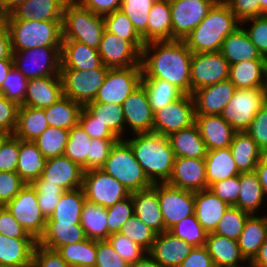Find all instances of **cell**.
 Instances as JSON below:
<instances>
[{"mask_svg":"<svg viewBox=\"0 0 267 267\" xmlns=\"http://www.w3.org/2000/svg\"><path fill=\"white\" fill-rule=\"evenodd\" d=\"M122 109L125 124L130 126L133 134L153 132L154 113L142 84L123 102Z\"/></svg>","mask_w":267,"mask_h":267,"instance_id":"d6986e66","label":"cell"},{"mask_svg":"<svg viewBox=\"0 0 267 267\" xmlns=\"http://www.w3.org/2000/svg\"><path fill=\"white\" fill-rule=\"evenodd\" d=\"M37 243L34 238H9L0 233V266L31 267Z\"/></svg>","mask_w":267,"mask_h":267,"instance_id":"f1b7e54d","label":"cell"},{"mask_svg":"<svg viewBox=\"0 0 267 267\" xmlns=\"http://www.w3.org/2000/svg\"><path fill=\"white\" fill-rule=\"evenodd\" d=\"M194 214L207 233L214 232L229 205L209 188L194 192Z\"/></svg>","mask_w":267,"mask_h":267,"instance_id":"f546056e","label":"cell"},{"mask_svg":"<svg viewBox=\"0 0 267 267\" xmlns=\"http://www.w3.org/2000/svg\"><path fill=\"white\" fill-rule=\"evenodd\" d=\"M6 207L36 241L43 236L47 219L40 210L36 190L31 184H26Z\"/></svg>","mask_w":267,"mask_h":267,"instance_id":"7c38bea8","label":"cell"},{"mask_svg":"<svg viewBox=\"0 0 267 267\" xmlns=\"http://www.w3.org/2000/svg\"><path fill=\"white\" fill-rule=\"evenodd\" d=\"M107 210L103 206L85 201L81 213V226L91 240H107L110 233L107 226Z\"/></svg>","mask_w":267,"mask_h":267,"instance_id":"b9f144b4","label":"cell"},{"mask_svg":"<svg viewBox=\"0 0 267 267\" xmlns=\"http://www.w3.org/2000/svg\"><path fill=\"white\" fill-rule=\"evenodd\" d=\"M19 107L15 102L4 98L2 95L0 96V130L10 135L14 133Z\"/></svg>","mask_w":267,"mask_h":267,"instance_id":"8c879c8a","label":"cell"},{"mask_svg":"<svg viewBox=\"0 0 267 267\" xmlns=\"http://www.w3.org/2000/svg\"><path fill=\"white\" fill-rule=\"evenodd\" d=\"M84 169L66 156L47 159L41 177L65 191L82 187Z\"/></svg>","mask_w":267,"mask_h":267,"instance_id":"7402d4cb","label":"cell"},{"mask_svg":"<svg viewBox=\"0 0 267 267\" xmlns=\"http://www.w3.org/2000/svg\"><path fill=\"white\" fill-rule=\"evenodd\" d=\"M69 138V130L49 126L33 142L46 159L63 156Z\"/></svg>","mask_w":267,"mask_h":267,"instance_id":"f907efd6","label":"cell"},{"mask_svg":"<svg viewBox=\"0 0 267 267\" xmlns=\"http://www.w3.org/2000/svg\"><path fill=\"white\" fill-rule=\"evenodd\" d=\"M209 189L229 206H235L240 190V174L215 182L209 187Z\"/></svg>","mask_w":267,"mask_h":267,"instance_id":"03108f58","label":"cell"},{"mask_svg":"<svg viewBox=\"0 0 267 267\" xmlns=\"http://www.w3.org/2000/svg\"><path fill=\"white\" fill-rule=\"evenodd\" d=\"M63 95L61 76H45L28 79L26 95L21 106L47 108L57 102Z\"/></svg>","mask_w":267,"mask_h":267,"instance_id":"603a6c76","label":"cell"},{"mask_svg":"<svg viewBox=\"0 0 267 267\" xmlns=\"http://www.w3.org/2000/svg\"><path fill=\"white\" fill-rule=\"evenodd\" d=\"M179 267H215L205 246L193 247Z\"/></svg>","mask_w":267,"mask_h":267,"instance_id":"11e5206c","label":"cell"},{"mask_svg":"<svg viewBox=\"0 0 267 267\" xmlns=\"http://www.w3.org/2000/svg\"><path fill=\"white\" fill-rule=\"evenodd\" d=\"M36 190L38 205L45 218H49L55 211L61 195L65 190L59 185L48 183L41 176L31 183Z\"/></svg>","mask_w":267,"mask_h":267,"instance_id":"f5cc1de1","label":"cell"},{"mask_svg":"<svg viewBox=\"0 0 267 267\" xmlns=\"http://www.w3.org/2000/svg\"><path fill=\"white\" fill-rule=\"evenodd\" d=\"M57 252L70 267H95L97 241H84L61 246Z\"/></svg>","mask_w":267,"mask_h":267,"instance_id":"bcb514c9","label":"cell"},{"mask_svg":"<svg viewBox=\"0 0 267 267\" xmlns=\"http://www.w3.org/2000/svg\"><path fill=\"white\" fill-rule=\"evenodd\" d=\"M107 241L120 257L129 264L135 263L147 253L144 248L119 232L110 234Z\"/></svg>","mask_w":267,"mask_h":267,"instance_id":"680465c9","label":"cell"},{"mask_svg":"<svg viewBox=\"0 0 267 267\" xmlns=\"http://www.w3.org/2000/svg\"><path fill=\"white\" fill-rule=\"evenodd\" d=\"M131 195L134 215L157 234L165 232V224L158 199V183L147 189L132 192Z\"/></svg>","mask_w":267,"mask_h":267,"instance_id":"cb8c5ba5","label":"cell"},{"mask_svg":"<svg viewBox=\"0 0 267 267\" xmlns=\"http://www.w3.org/2000/svg\"><path fill=\"white\" fill-rule=\"evenodd\" d=\"M31 267H70L56 250L45 248L38 243L33 252Z\"/></svg>","mask_w":267,"mask_h":267,"instance_id":"89a4df30","label":"cell"},{"mask_svg":"<svg viewBox=\"0 0 267 267\" xmlns=\"http://www.w3.org/2000/svg\"><path fill=\"white\" fill-rule=\"evenodd\" d=\"M249 215V213L242 211L238 207L229 206L213 233L237 241Z\"/></svg>","mask_w":267,"mask_h":267,"instance_id":"11a10c76","label":"cell"},{"mask_svg":"<svg viewBox=\"0 0 267 267\" xmlns=\"http://www.w3.org/2000/svg\"><path fill=\"white\" fill-rule=\"evenodd\" d=\"M11 42L12 51L62 46V20H21L4 19Z\"/></svg>","mask_w":267,"mask_h":267,"instance_id":"277c9868","label":"cell"},{"mask_svg":"<svg viewBox=\"0 0 267 267\" xmlns=\"http://www.w3.org/2000/svg\"><path fill=\"white\" fill-rule=\"evenodd\" d=\"M83 7L91 12L106 16L120 10L122 0H77Z\"/></svg>","mask_w":267,"mask_h":267,"instance_id":"2a66077c","label":"cell"},{"mask_svg":"<svg viewBox=\"0 0 267 267\" xmlns=\"http://www.w3.org/2000/svg\"><path fill=\"white\" fill-rule=\"evenodd\" d=\"M204 159L208 188L215 182L241 173L229 147L207 151Z\"/></svg>","mask_w":267,"mask_h":267,"instance_id":"d590c367","label":"cell"},{"mask_svg":"<svg viewBox=\"0 0 267 267\" xmlns=\"http://www.w3.org/2000/svg\"><path fill=\"white\" fill-rule=\"evenodd\" d=\"M254 171L258 176L264 194L267 196V165H257Z\"/></svg>","mask_w":267,"mask_h":267,"instance_id":"deb4b68c","label":"cell"},{"mask_svg":"<svg viewBox=\"0 0 267 267\" xmlns=\"http://www.w3.org/2000/svg\"><path fill=\"white\" fill-rule=\"evenodd\" d=\"M254 267H267V240L259 248L257 255L252 260Z\"/></svg>","mask_w":267,"mask_h":267,"instance_id":"979ff035","label":"cell"},{"mask_svg":"<svg viewBox=\"0 0 267 267\" xmlns=\"http://www.w3.org/2000/svg\"><path fill=\"white\" fill-rule=\"evenodd\" d=\"M247 22L252 23V25H248L250 28H244V30L261 55L267 58V14L246 19L240 25L244 26Z\"/></svg>","mask_w":267,"mask_h":267,"instance_id":"94428289","label":"cell"},{"mask_svg":"<svg viewBox=\"0 0 267 267\" xmlns=\"http://www.w3.org/2000/svg\"><path fill=\"white\" fill-rule=\"evenodd\" d=\"M12 57L14 67L27 79L60 75L61 46L12 51ZM28 62L33 65L29 66Z\"/></svg>","mask_w":267,"mask_h":267,"instance_id":"ba28073f","label":"cell"},{"mask_svg":"<svg viewBox=\"0 0 267 267\" xmlns=\"http://www.w3.org/2000/svg\"><path fill=\"white\" fill-rule=\"evenodd\" d=\"M82 189L87 201L108 208L131 195L129 190L102 169L84 172Z\"/></svg>","mask_w":267,"mask_h":267,"instance_id":"30bf717a","label":"cell"},{"mask_svg":"<svg viewBox=\"0 0 267 267\" xmlns=\"http://www.w3.org/2000/svg\"><path fill=\"white\" fill-rule=\"evenodd\" d=\"M14 66L13 59L0 60V87L7 77V74Z\"/></svg>","mask_w":267,"mask_h":267,"instance_id":"b62a3aed","label":"cell"},{"mask_svg":"<svg viewBox=\"0 0 267 267\" xmlns=\"http://www.w3.org/2000/svg\"><path fill=\"white\" fill-rule=\"evenodd\" d=\"M267 60L244 61L230 65L229 80L236 89L265 88Z\"/></svg>","mask_w":267,"mask_h":267,"instance_id":"4dcf8cb0","label":"cell"},{"mask_svg":"<svg viewBox=\"0 0 267 267\" xmlns=\"http://www.w3.org/2000/svg\"><path fill=\"white\" fill-rule=\"evenodd\" d=\"M79 124L92 139H118L105 125L96 121L84 107L79 115Z\"/></svg>","mask_w":267,"mask_h":267,"instance_id":"a7ac6f4b","label":"cell"},{"mask_svg":"<svg viewBox=\"0 0 267 267\" xmlns=\"http://www.w3.org/2000/svg\"><path fill=\"white\" fill-rule=\"evenodd\" d=\"M192 55L183 40L147 42L141 52L142 79H161L191 94Z\"/></svg>","mask_w":267,"mask_h":267,"instance_id":"6da1fadb","label":"cell"},{"mask_svg":"<svg viewBox=\"0 0 267 267\" xmlns=\"http://www.w3.org/2000/svg\"><path fill=\"white\" fill-rule=\"evenodd\" d=\"M195 123V103L191 94L154 112L153 132L163 136L189 128Z\"/></svg>","mask_w":267,"mask_h":267,"instance_id":"4fadbf2b","label":"cell"},{"mask_svg":"<svg viewBox=\"0 0 267 267\" xmlns=\"http://www.w3.org/2000/svg\"><path fill=\"white\" fill-rule=\"evenodd\" d=\"M194 124L208 151L230 147L236 133L220 115L195 116Z\"/></svg>","mask_w":267,"mask_h":267,"instance_id":"d4e9b609","label":"cell"},{"mask_svg":"<svg viewBox=\"0 0 267 267\" xmlns=\"http://www.w3.org/2000/svg\"><path fill=\"white\" fill-rule=\"evenodd\" d=\"M141 84L147 91L153 113L184 95L180 89L161 79H142Z\"/></svg>","mask_w":267,"mask_h":267,"instance_id":"7dc6e473","label":"cell"},{"mask_svg":"<svg viewBox=\"0 0 267 267\" xmlns=\"http://www.w3.org/2000/svg\"><path fill=\"white\" fill-rule=\"evenodd\" d=\"M82 107L81 104L63 96L50 107L44 108V112L49 126L70 130L79 123Z\"/></svg>","mask_w":267,"mask_h":267,"instance_id":"ee69618b","label":"cell"},{"mask_svg":"<svg viewBox=\"0 0 267 267\" xmlns=\"http://www.w3.org/2000/svg\"><path fill=\"white\" fill-rule=\"evenodd\" d=\"M129 267H162L158 264L148 253H146L141 259L135 263L130 264Z\"/></svg>","mask_w":267,"mask_h":267,"instance_id":"67dfc351","label":"cell"},{"mask_svg":"<svg viewBox=\"0 0 267 267\" xmlns=\"http://www.w3.org/2000/svg\"><path fill=\"white\" fill-rule=\"evenodd\" d=\"M241 22L224 0H217L207 16L185 38L184 43L192 53L220 51L222 42Z\"/></svg>","mask_w":267,"mask_h":267,"instance_id":"3957f363","label":"cell"},{"mask_svg":"<svg viewBox=\"0 0 267 267\" xmlns=\"http://www.w3.org/2000/svg\"><path fill=\"white\" fill-rule=\"evenodd\" d=\"M85 239L87 237L80 223L46 222L44 234L38 240V244L57 251L61 246Z\"/></svg>","mask_w":267,"mask_h":267,"instance_id":"d6a6232c","label":"cell"},{"mask_svg":"<svg viewBox=\"0 0 267 267\" xmlns=\"http://www.w3.org/2000/svg\"><path fill=\"white\" fill-rule=\"evenodd\" d=\"M267 102L265 88L236 89L220 116L236 132H246L261 107Z\"/></svg>","mask_w":267,"mask_h":267,"instance_id":"52a82bcc","label":"cell"},{"mask_svg":"<svg viewBox=\"0 0 267 267\" xmlns=\"http://www.w3.org/2000/svg\"><path fill=\"white\" fill-rule=\"evenodd\" d=\"M193 246L176 237L170 231L156 234L151 249L147 252L162 267H179L190 254Z\"/></svg>","mask_w":267,"mask_h":267,"instance_id":"44dd1931","label":"cell"},{"mask_svg":"<svg viewBox=\"0 0 267 267\" xmlns=\"http://www.w3.org/2000/svg\"><path fill=\"white\" fill-rule=\"evenodd\" d=\"M246 132L259 148L267 146V102L256 114Z\"/></svg>","mask_w":267,"mask_h":267,"instance_id":"753ad0ef","label":"cell"},{"mask_svg":"<svg viewBox=\"0 0 267 267\" xmlns=\"http://www.w3.org/2000/svg\"><path fill=\"white\" fill-rule=\"evenodd\" d=\"M103 65L97 49L75 40H63L61 46V69L92 70Z\"/></svg>","mask_w":267,"mask_h":267,"instance_id":"484cf974","label":"cell"},{"mask_svg":"<svg viewBox=\"0 0 267 267\" xmlns=\"http://www.w3.org/2000/svg\"><path fill=\"white\" fill-rule=\"evenodd\" d=\"M235 90V86L229 79L196 90L192 94L195 116L220 115L232 99Z\"/></svg>","mask_w":267,"mask_h":267,"instance_id":"ffe728a7","label":"cell"},{"mask_svg":"<svg viewBox=\"0 0 267 267\" xmlns=\"http://www.w3.org/2000/svg\"><path fill=\"white\" fill-rule=\"evenodd\" d=\"M158 199L165 231H169L181 219L194 214V192L158 183Z\"/></svg>","mask_w":267,"mask_h":267,"instance_id":"2e32d148","label":"cell"},{"mask_svg":"<svg viewBox=\"0 0 267 267\" xmlns=\"http://www.w3.org/2000/svg\"><path fill=\"white\" fill-rule=\"evenodd\" d=\"M244 26H239L222 42L220 53L230 65L244 61L267 60L251 42Z\"/></svg>","mask_w":267,"mask_h":267,"instance_id":"83f0119b","label":"cell"},{"mask_svg":"<svg viewBox=\"0 0 267 267\" xmlns=\"http://www.w3.org/2000/svg\"><path fill=\"white\" fill-rule=\"evenodd\" d=\"M108 70V67L85 71L61 69L63 95L82 106L94 101L99 88L104 83Z\"/></svg>","mask_w":267,"mask_h":267,"instance_id":"9c48e42d","label":"cell"},{"mask_svg":"<svg viewBox=\"0 0 267 267\" xmlns=\"http://www.w3.org/2000/svg\"><path fill=\"white\" fill-rule=\"evenodd\" d=\"M95 119L105 125L119 140L126 128L122 105L89 102L83 106Z\"/></svg>","mask_w":267,"mask_h":267,"instance_id":"f6af8a7d","label":"cell"},{"mask_svg":"<svg viewBox=\"0 0 267 267\" xmlns=\"http://www.w3.org/2000/svg\"><path fill=\"white\" fill-rule=\"evenodd\" d=\"M91 140L79 123L69 130L64 156L80 165L84 171H87V155H90Z\"/></svg>","mask_w":267,"mask_h":267,"instance_id":"c3c4849f","label":"cell"},{"mask_svg":"<svg viewBox=\"0 0 267 267\" xmlns=\"http://www.w3.org/2000/svg\"><path fill=\"white\" fill-rule=\"evenodd\" d=\"M107 240L97 241L95 267H129Z\"/></svg>","mask_w":267,"mask_h":267,"instance_id":"003e7915","label":"cell"},{"mask_svg":"<svg viewBox=\"0 0 267 267\" xmlns=\"http://www.w3.org/2000/svg\"><path fill=\"white\" fill-rule=\"evenodd\" d=\"M105 30L115 34L123 40L130 41L140 52L145 46L142 37L134 29L132 21L121 10H116L103 16Z\"/></svg>","mask_w":267,"mask_h":267,"instance_id":"681fc988","label":"cell"},{"mask_svg":"<svg viewBox=\"0 0 267 267\" xmlns=\"http://www.w3.org/2000/svg\"><path fill=\"white\" fill-rule=\"evenodd\" d=\"M217 0H169L172 40L184 38L207 16Z\"/></svg>","mask_w":267,"mask_h":267,"instance_id":"9a60e30c","label":"cell"},{"mask_svg":"<svg viewBox=\"0 0 267 267\" xmlns=\"http://www.w3.org/2000/svg\"><path fill=\"white\" fill-rule=\"evenodd\" d=\"M107 226L110 234L121 230L122 225L134 214L132 195L106 208Z\"/></svg>","mask_w":267,"mask_h":267,"instance_id":"91938a15","label":"cell"},{"mask_svg":"<svg viewBox=\"0 0 267 267\" xmlns=\"http://www.w3.org/2000/svg\"><path fill=\"white\" fill-rule=\"evenodd\" d=\"M13 59L10 35L7 25L2 18L0 20V60Z\"/></svg>","mask_w":267,"mask_h":267,"instance_id":"b9fcfbb0","label":"cell"},{"mask_svg":"<svg viewBox=\"0 0 267 267\" xmlns=\"http://www.w3.org/2000/svg\"><path fill=\"white\" fill-rule=\"evenodd\" d=\"M0 233L9 238H33L17 222L6 206H0Z\"/></svg>","mask_w":267,"mask_h":267,"instance_id":"2644e50d","label":"cell"},{"mask_svg":"<svg viewBox=\"0 0 267 267\" xmlns=\"http://www.w3.org/2000/svg\"><path fill=\"white\" fill-rule=\"evenodd\" d=\"M101 169L124 185L130 193L153 185L136 160L131 146L124 139L115 143Z\"/></svg>","mask_w":267,"mask_h":267,"instance_id":"8992f818","label":"cell"},{"mask_svg":"<svg viewBox=\"0 0 267 267\" xmlns=\"http://www.w3.org/2000/svg\"><path fill=\"white\" fill-rule=\"evenodd\" d=\"M124 139L133 151L146 177L152 184L167 183L174 165V152L167 136L154 132L133 134Z\"/></svg>","mask_w":267,"mask_h":267,"instance_id":"7a4b0ae2","label":"cell"},{"mask_svg":"<svg viewBox=\"0 0 267 267\" xmlns=\"http://www.w3.org/2000/svg\"><path fill=\"white\" fill-rule=\"evenodd\" d=\"M261 15L267 14V0H260Z\"/></svg>","mask_w":267,"mask_h":267,"instance_id":"5803f987","label":"cell"},{"mask_svg":"<svg viewBox=\"0 0 267 267\" xmlns=\"http://www.w3.org/2000/svg\"><path fill=\"white\" fill-rule=\"evenodd\" d=\"M47 159L42 155L33 141L19 139V154L16 173L27 183L31 184L43 172Z\"/></svg>","mask_w":267,"mask_h":267,"instance_id":"8d00e7d4","label":"cell"},{"mask_svg":"<svg viewBox=\"0 0 267 267\" xmlns=\"http://www.w3.org/2000/svg\"><path fill=\"white\" fill-rule=\"evenodd\" d=\"M229 148L240 172L255 170L260 148L247 132H236Z\"/></svg>","mask_w":267,"mask_h":267,"instance_id":"60d3db41","label":"cell"},{"mask_svg":"<svg viewBox=\"0 0 267 267\" xmlns=\"http://www.w3.org/2000/svg\"><path fill=\"white\" fill-rule=\"evenodd\" d=\"M119 233L124 234L133 242L140 245L147 252L151 249L156 237V232L142 222L136 215H132L124 225H122Z\"/></svg>","mask_w":267,"mask_h":267,"instance_id":"9f6ffc18","label":"cell"},{"mask_svg":"<svg viewBox=\"0 0 267 267\" xmlns=\"http://www.w3.org/2000/svg\"><path fill=\"white\" fill-rule=\"evenodd\" d=\"M142 82L141 66L109 69L104 83L92 102L122 105Z\"/></svg>","mask_w":267,"mask_h":267,"instance_id":"8fae6325","label":"cell"},{"mask_svg":"<svg viewBox=\"0 0 267 267\" xmlns=\"http://www.w3.org/2000/svg\"><path fill=\"white\" fill-rule=\"evenodd\" d=\"M44 109L20 106L14 136L23 141H34L48 127Z\"/></svg>","mask_w":267,"mask_h":267,"instance_id":"74e56055","label":"cell"},{"mask_svg":"<svg viewBox=\"0 0 267 267\" xmlns=\"http://www.w3.org/2000/svg\"><path fill=\"white\" fill-rule=\"evenodd\" d=\"M264 196L258 176L253 172L240 173V190L235 207L242 211L255 214L257 209L264 204Z\"/></svg>","mask_w":267,"mask_h":267,"instance_id":"7bdbcfd3","label":"cell"},{"mask_svg":"<svg viewBox=\"0 0 267 267\" xmlns=\"http://www.w3.org/2000/svg\"><path fill=\"white\" fill-rule=\"evenodd\" d=\"M156 0H122L120 10L132 21L134 29L147 43L149 11Z\"/></svg>","mask_w":267,"mask_h":267,"instance_id":"816d5d0a","label":"cell"},{"mask_svg":"<svg viewBox=\"0 0 267 267\" xmlns=\"http://www.w3.org/2000/svg\"><path fill=\"white\" fill-rule=\"evenodd\" d=\"M26 184L16 172L0 171V206H6Z\"/></svg>","mask_w":267,"mask_h":267,"instance_id":"be15d7a7","label":"cell"},{"mask_svg":"<svg viewBox=\"0 0 267 267\" xmlns=\"http://www.w3.org/2000/svg\"><path fill=\"white\" fill-rule=\"evenodd\" d=\"M27 0H0V14L2 17L10 14L16 7Z\"/></svg>","mask_w":267,"mask_h":267,"instance_id":"09005b40","label":"cell"},{"mask_svg":"<svg viewBox=\"0 0 267 267\" xmlns=\"http://www.w3.org/2000/svg\"><path fill=\"white\" fill-rule=\"evenodd\" d=\"M205 247L215 267H231L245 262L236 240L216 233H208Z\"/></svg>","mask_w":267,"mask_h":267,"instance_id":"836d02e7","label":"cell"},{"mask_svg":"<svg viewBox=\"0 0 267 267\" xmlns=\"http://www.w3.org/2000/svg\"><path fill=\"white\" fill-rule=\"evenodd\" d=\"M266 240L267 216L249 215L237 240L240 252L245 260L252 261Z\"/></svg>","mask_w":267,"mask_h":267,"instance_id":"1f68e13d","label":"cell"},{"mask_svg":"<svg viewBox=\"0 0 267 267\" xmlns=\"http://www.w3.org/2000/svg\"><path fill=\"white\" fill-rule=\"evenodd\" d=\"M69 0H27L3 19L62 20L65 4Z\"/></svg>","mask_w":267,"mask_h":267,"instance_id":"4316f807","label":"cell"},{"mask_svg":"<svg viewBox=\"0 0 267 267\" xmlns=\"http://www.w3.org/2000/svg\"><path fill=\"white\" fill-rule=\"evenodd\" d=\"M236 18L242 22L261 15L260 0H224Z\"/></svg>","mask_w":267,"mask_h":267,"instance_id":"34e18365","label":"cell"},{"mask_svg":"<svg viewBox=\"0 0 267 267\" xmlns=\"http://www.w3.org/2000/svg\"><path fill=\"white\" fill-rule=\"evenodd\" d=\"M175 157L205 158L206 145L195 124L167 136Z\"/></svg>","mask_w":267,"mask_h":267,"instance_id":"e575fe53","label":"cell"},{"mask_svg":"<svg viewBox=\"0 0 267 267\" xmlns=\"http://www.w3.org/2000/svg\"><path fill=\"white\" fill-rule=\"evenodd\" d=\"M19 154V138L9 135L0 146V171L16 172Z\"/></svg>","mask_w":267,"mask_h":267,"instance_id":"e7e4bbea","label":"cell"},{"mask_svg":"<svg viewBox=\"0 0 267 267\" xmlns=\"http://www.w3.org/2000/svg\"><path fill=\"white\" fill-rule=\"evenodd\" d=\"M172 40L169 0H156L152 5L147 25V42Z\"/></svg>","mask_w":267,"mask_h":267,"instance_id":"f35d334b","label":"cell"},{"mask_svg":"<svg viewBox=\"0 0 267 267\" xmlns=\"http://www.w3.org/2000/svg\"><path fill=\"white\" fill-rule=\"evenodd\" d=\"M27 82L28 79L13 66L0 87L1 95L21 106L26 95Z\"/></svg>","mask_w":267,"mask_h":267,"instance_id":"6f0895ef","label":"cell"},{"mask_svg":"<svg viewBox=\"0 0 267 267\" xmlns=\"http://www.w3.org/2000/svg\"><path fill=\"white\" fill-rule=\"evenodd\" d=\"M118 140L93 138L91 140L90 155H87V171L101 169L110 155L112 147Z\"/></svg>","mask_w":267,"mask_h":267,"instance_id":"6125c7cd","label":"cell"},{"mask_svg":"<svg viewBox=\"0 0 267 267\" xmlns=\"http://www.w3.org/2000/svg\"><path fill=\"white\" fill-rule=\"evenodd\" d=\"M169 231L193 247H201L206 244L208 233L200 225L195 214L181 219Z\"/></svg>","mask_w":267,"mask_h":267,"instance_id":"db71d44e","label":"cell"},{"mask_svg":"<svg viewBox=\"0 0 267 267\" xmlns=\"http://www.w3.org/2000/svg\"><path fill=\"white\" fill-rule=\"evenodd\" d=\"M86 201L82 187L65 191L58 201L54 213L46 222L81 223L82 207Z\"/></svg>","mask_w":267,"mask_h":267,"instance_id":"ab89813d","label":"cell"},{"mask_svg":"<svg viewBox=\"0 0 267 267\" xmlns=\"http://www.w3.org/2000/svg\"><path fill=\"white\" fill-rule=\"evenodd\" d=\"M105 31L103 16L91 12L77 0H69L62 17L63 40H75L98 49Z\"/></svg>","mask_w":267,"mask_h":267,"instance_id":"5b68a950","label":"cell"},{"mask_svg":"<svg viewBox=\"0 0 267 267\" xmlns=\"http://www.w3.org/2000/svg\"><path fill=\"white\" fill-rule=\"evenodd\" d=\"M97 50L103 65L109 69L141 66V52L130 41L106 30Z\"/></svg>","mask_w":267,"mask_h":267,"instance_id":"e0dca14e","label":"cell"},{"mask_svg":"<svg viewBox=\"0 0 267 267\" xmlns=\"http://www.w3.org/2000/svg\"><path fill=\"white\" fill-rule=\"evenodd\" d=\"M230 64L218 52L193 53L191 58V95L198 89L229 79Z\"/></svg>","mask_w":267,"mask_h":267,"instance_id":"5bb4252c","label":"cell"},{"mask_svg":"<svg viewBox=\"0 0 267 267\" xmlns=\"http://www.w3.org/2000/svg\"><path fill=\"white\" fill-rule=\"evenodd\" d=\"M167 184L193 192L207 189L205 159L175 157L173 171Z\"/></svg>","mask_w":267,"mask_h":267,"instance_id":"ac0fdd59","label":"cell"},{"mask_svg":"<svg viewBox=\"0 0 267 267\" xmlns=\"http://www.w3.org/2000/svg\"><path fill=\"white\" fill-rule=\"evenodd\" d=\"M257 165H267V146L260 148L259 161Z\"/></svg>","mask_w":267,"mask_h":267,"instance_id":"603ad722","label":"cell"}]
</instances>
